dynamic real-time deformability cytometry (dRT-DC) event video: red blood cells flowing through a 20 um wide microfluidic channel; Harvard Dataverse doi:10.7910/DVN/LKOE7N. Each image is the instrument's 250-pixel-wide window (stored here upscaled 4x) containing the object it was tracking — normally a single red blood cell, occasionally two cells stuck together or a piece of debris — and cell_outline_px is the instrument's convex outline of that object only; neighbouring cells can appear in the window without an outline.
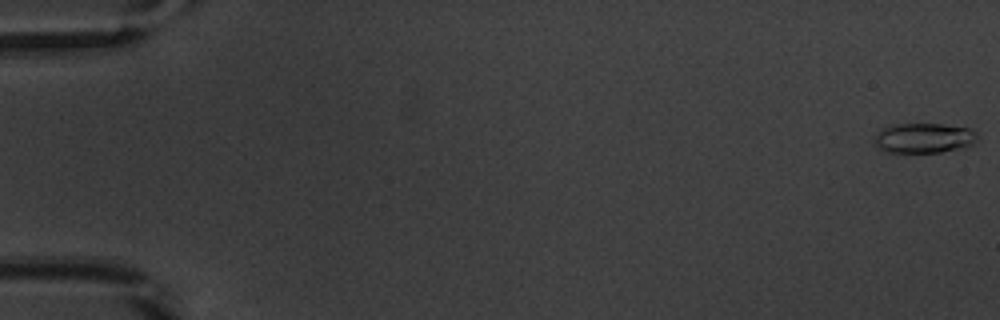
{"species": "common noctule bat (a hibernating species)", "species_latin": "Nyctalus noctula", "temperature_condition": "warm", "stored_images_in_passage": 14, "camera_frame_rate_fps": 3000, "um_per_image_px": 0.085, "animal": {"sex": "male", "body_mass_g": 20.1, "forearm_length_mm": 53.5}, "frame": {"image": 1, "passage_image": 1, "time_ms": 0.0, "image_size_px": [1000, 320], "cell_outline_px": [[976, 140], [972, 144], [964, 148], [940, 152], [888, 152], [872, 144], [876, 132], [892, 124], [940, 124], [968, 128], [976, 132]], "centroid_in_image_um": [78.49, 11.73], "position_along_channel_um": 6.5, "area_um2": 17.98}}